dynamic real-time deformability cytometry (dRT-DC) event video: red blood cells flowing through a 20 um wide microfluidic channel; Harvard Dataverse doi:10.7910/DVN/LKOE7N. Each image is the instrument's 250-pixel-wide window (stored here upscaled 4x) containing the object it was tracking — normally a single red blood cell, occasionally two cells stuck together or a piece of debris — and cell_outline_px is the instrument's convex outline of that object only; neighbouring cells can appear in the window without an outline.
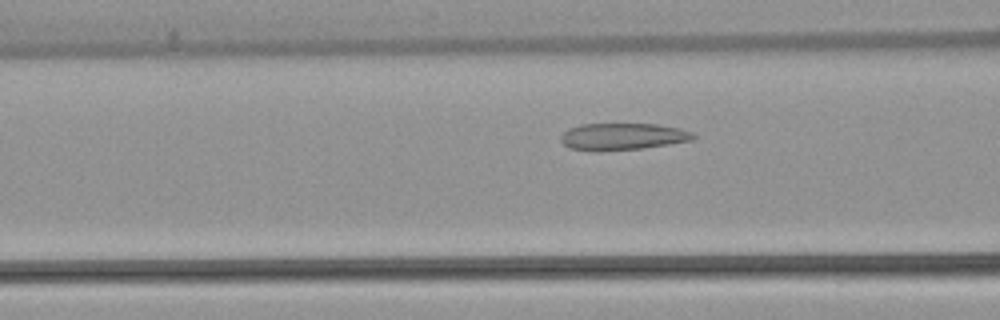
{"species": "common noctule bat (a hibernating species)", "species_latin": "Nyctalus noctula", "temperature_condition": "warm", "stored_images_in_passage": 50, "camera_frame_rate_fps": 3000, "um_per_image_px": 0.085, "animal": {"sex": "female", "body_mass_g": 22.7, "forearm_length_mm": 54.2}, "frame": {"image": 1, "passage_image": 17, "time_ms": 5.333, "image_size_px": [1000, 320], "cell_outline_px": [[696, 136], [692, 140], [644, 148], [568, 148], [560, 140], [560, 136], [568, 128], [580, 124], [660, 124], [680, 128], [692, 132]], "centroid_in_image_um": [52.98, 11.55], "position_along_channel_um": 113.6, "area_um2": 19.94}}
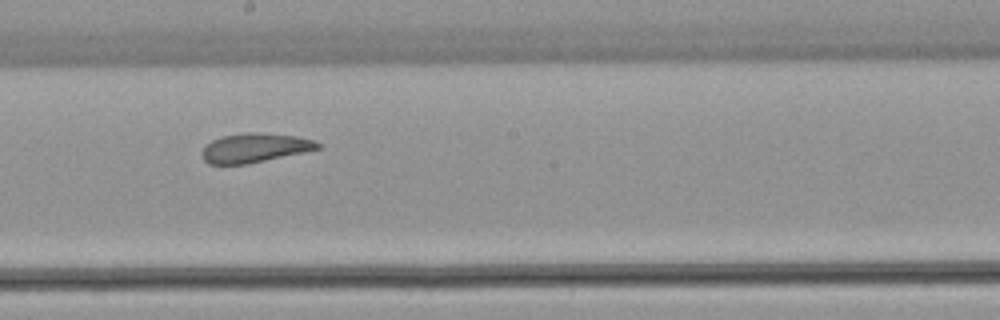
{"frame": {"image": 2, "passage_image": 26, "time_ms": 8.333, "image_size_px": [1000, 320], "cell_outline_px": [[320, 148], [304, 152], [248, 164], [208, 164], [204, 160], [200, 152], [204, 144], [212, 140], [224, 136], [248, 132], [256, 132], [296, 136], [312, 140], [320, 144]], "centroid_in_image_um": [21.59, 12.57], "position_along_channel_um": 226.6, "area_um2": 19.65}}
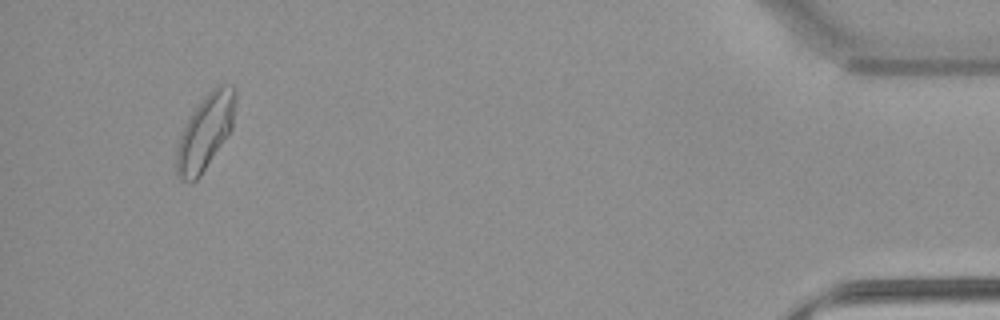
{"frame": {"image": 3, "passage_image": 47, "time_ms": 15.333, "image_size_px": [1000, 320], "cell_outline_px": [[236, 96], [232, 128], [200, 176], [196, 180], [180, 180], [176, 172], [176, 148], [180, 136], [192, 112], [204, 96], [216, 84], [232, 84], [236, 88]], "centroid_in_image_um": [17.46, 11.17], "position_along_channel_um": 417.7, "area_um2": 25.55}, "authors_computed_cell_mechanics": {"area_um2": 21.8484, "velocity_mm_per_s": 3.7672, "shape_relaxation_time_tau1_ms": 9.8763, "shape_relaxation_time_tau2_ms": 2.0512, "deformation_change_tau1": 0.1693, "deformation_change_tau2": 0.0847}}